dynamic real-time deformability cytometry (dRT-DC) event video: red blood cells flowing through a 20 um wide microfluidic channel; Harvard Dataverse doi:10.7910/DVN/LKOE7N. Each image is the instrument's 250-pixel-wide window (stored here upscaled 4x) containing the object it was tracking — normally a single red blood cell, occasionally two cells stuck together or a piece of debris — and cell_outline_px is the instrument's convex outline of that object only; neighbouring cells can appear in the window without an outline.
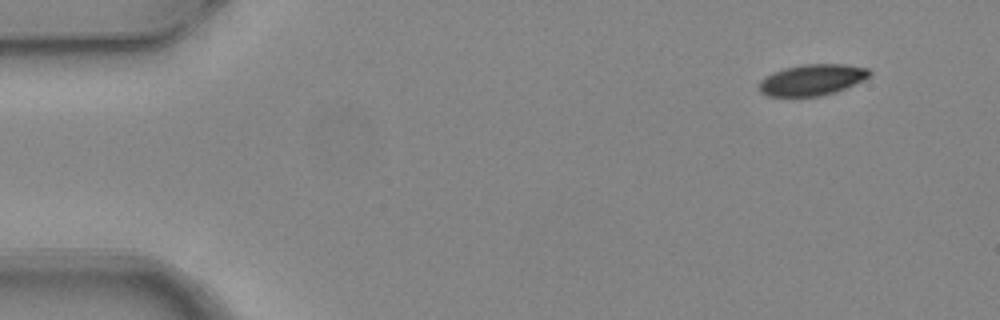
{"species": "common noctule bat (a hibernating species)", "species_latin": "Nyctalus noctula", "temperature_condition": "warm", "stored_images_in_passage": 4, "camera_frame_rate_fps": 3000, "um_per_image_px": 0.085, "animal": {"sex": "female", "body_mass_g": 24.6, "forearm_length_mm": 56.2}, "frame": {"image": 1, "passage_image": 1, "time_ms": 0.0, "image_size_px": [1000, 320], "cell_outline_px": [[872, 72], [864, 80], [836, 92], [820, 96], [768, 96], [760, 92], [756, 84], [764, 76], [772, 72], [784, 68], [804, 64], [844, 64], [868, 68]], "centroid_in_image_um": [68.98, 6.78], "position_along_channel_um": 16.0, "area_um2": 20.23}}
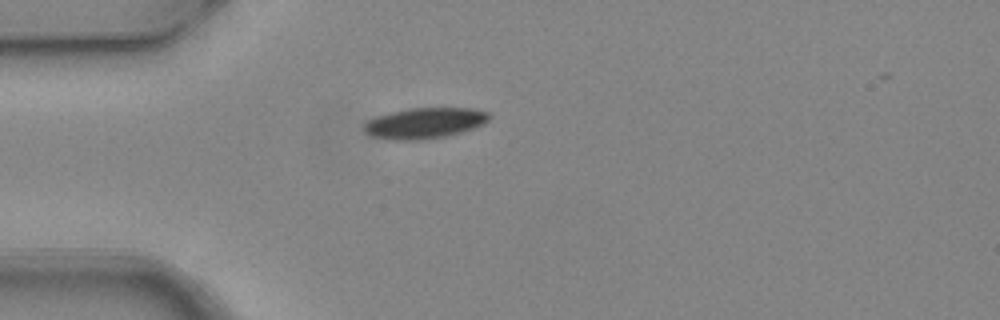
{"frame": {"image": 2, "passage_image": 4, "time_ms": 1.0, "image_size_px": [1000, 320], "cell_outline_px": [[492, 116], [484, 124], [448, 136], [420, 140], [388, 140], [372, 136], [364, 132], [364, 124], [368, 120], [376, 116], [408, 108], [472, 108], [488, 112]], "centroid_in_image_um": [36.09, 10.47], "position_along_channel_um": 48.9, "area_um2": 22.54}}